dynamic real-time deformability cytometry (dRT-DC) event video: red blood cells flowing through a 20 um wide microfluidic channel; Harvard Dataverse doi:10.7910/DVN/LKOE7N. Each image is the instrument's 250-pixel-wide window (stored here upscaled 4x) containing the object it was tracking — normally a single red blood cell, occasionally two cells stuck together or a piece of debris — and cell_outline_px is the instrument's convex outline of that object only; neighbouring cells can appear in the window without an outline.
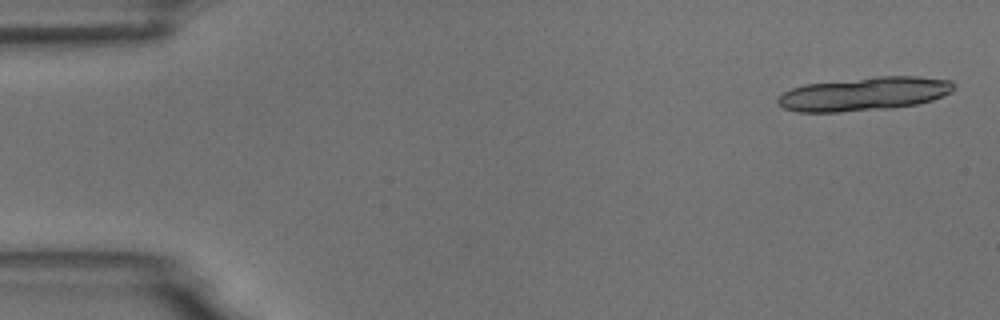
{"species": "common noctule bat (a hibernating species)", "species_latin": "Nyctalus noctula", "temperature_condition": "room temperature", "stored_images_in_passage": 5, "camera_frame_rate_fps": 3000, "um_per_image_px": 0.085, "animal": {"sex": "male", "body_mass_g": 18.8}, "frame": {"image": 1, "passage_image": 1, "time_ms": 0.0, "image_size_px": [1000, 320], "cell_outline_px": [[956, 88], [952, 92], [932, 100], [916, 104], [892, 108], [836, 112], [800, 112], [784, 108], [776, 100], [784, 92], [792, 88], [804, 84], [876, 76], [916, 76], [952, 80], [956, 84]], "centroid_in_image_um": [73.5, 7.97], "position_along_channel_um": 11.5, "area_um2": 34.56}}